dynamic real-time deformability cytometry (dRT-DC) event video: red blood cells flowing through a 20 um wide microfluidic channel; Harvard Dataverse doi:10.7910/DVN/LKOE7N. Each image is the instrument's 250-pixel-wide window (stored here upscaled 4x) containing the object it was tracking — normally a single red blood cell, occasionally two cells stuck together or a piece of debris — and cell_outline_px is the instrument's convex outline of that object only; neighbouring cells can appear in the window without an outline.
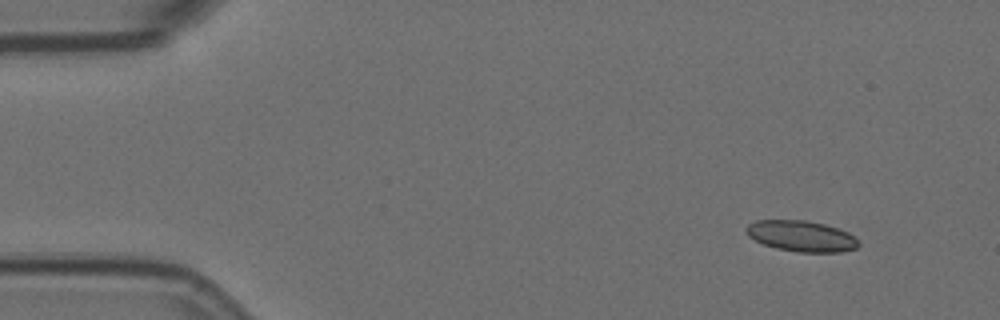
{"species": "Egyptian fruit bat (a non-hibernating species)", "species_latin": "Rousettus aegyptiacus", "temperature_condition": "room temperature", "stored_images_in_passage": 5, "camera_frame_rate_fps": 3000, "um_per_image_px": 0.085, "animal": {"sex": "female"}, "frame": {"image": 1, "passage_image": 1, "time_ms": 0.0, "image_size_px": [1000, 320], "cell_outline_px": [[860, 244], [856, 248], [840, 252], [796, 252], [776, 248], [764, 244], [748, 236], [744, 232], [744, 228], [748, 224], [756, 220], [804, 220], [824, 224], [848, 232], [860, 240]], "centroid_in_image_um": [68.1, 20.07], "position_along_channel_um": 16.9, "area_um2": 20.35}}
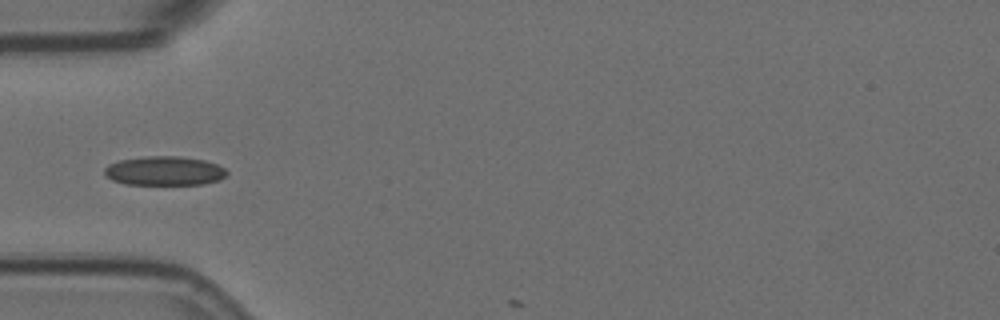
{"frame": {"image": 2, "passage_image": 4, "time_ms": 1.0, "image_size_px": [1000, 320], "cell_outline_px": [[228, 172], [220, 180], [204, 184], [124, 184], [112, 180], [104, 176], [104, 168], [108, 164], [120, 160], [144, 156], [180, 156], [204, 160], [216, 164], [224, 168]], "centroid_in_image_um": [13.94, 14.52], "position_along_channel_um": 71.1, "area_um2": 20.87}}